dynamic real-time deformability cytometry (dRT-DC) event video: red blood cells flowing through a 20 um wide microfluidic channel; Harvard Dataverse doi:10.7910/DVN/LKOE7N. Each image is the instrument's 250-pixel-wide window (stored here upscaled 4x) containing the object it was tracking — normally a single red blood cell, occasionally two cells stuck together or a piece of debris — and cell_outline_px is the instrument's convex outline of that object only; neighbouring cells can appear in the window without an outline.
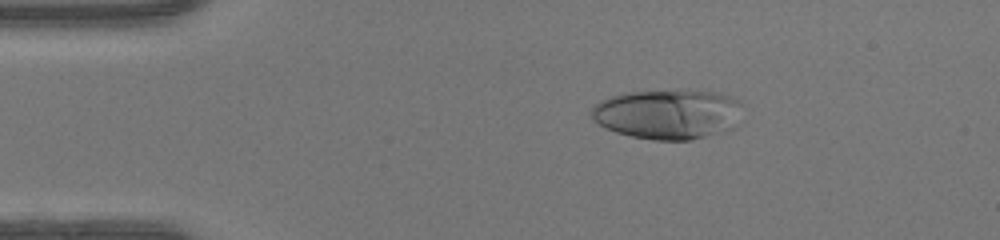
{"species": "human", "species_latin": "Homo sapiens", "temperature_condition": "warm", "stored_images_in_passage": 48, "camera_frame_rate_fps": 3000, "um_per_image_px": 0.085, "donor": {"sex": "female"}, "frame": {"image": 1, "passage_image": 9, "time_ms": 2.667, "image_size_px": [1000, 240], "cell_outline_px": [[740, 104], [732, 128], [692, 140], [652, 140], [632, 136], [616, 132], [600, 124], [592, 116], [592, 108], [596, 104], [612, 96], [628, 92], [680, 88], [712, 92], [728, 96], [736, 100]], "centroid_in_image_um": [56.73, 9.68], "position_along_channel_um": 28.3, "area_um2": 43.47}}
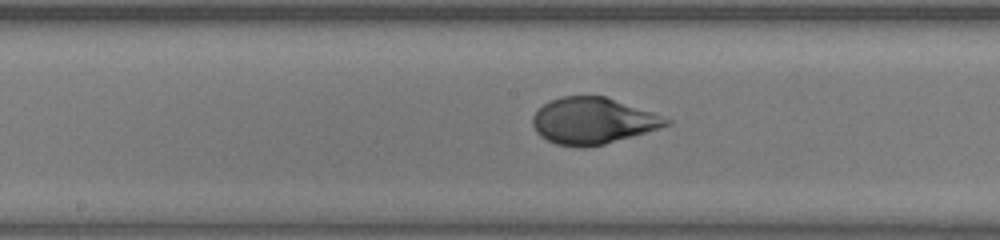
{"frame": {"image": 2, "passage_image": 25, "time_ms": 8.0, "image_size_px": [1000, 240], "cell_outline_px": [[672, 124], [660, 128], [604, 144], [584, 148], [580, 148], [556, 144], [540, 136], [536, 132], [532, 124], [532, 116], [544, 104], [560, 96], [604, 96], [652, 112], [672, 120]], "centroid_in_image_um": [50.38, 10.28], "position_along_channel_um": 197.8, "area_um2": 35.95}}
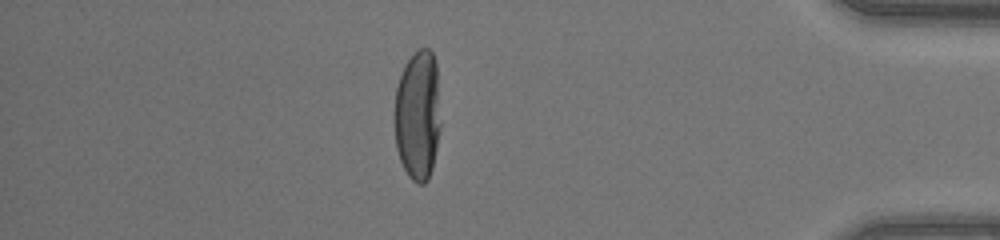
{"frame": {"image": 3, "passage_image": 42, "time_ms": 13.667, "image_size_px": [1000, 240], "cell_outline_px": [[440, 128], [432, 168], [428, 180], [424, 184], [416, 184], [408, 176], [400, 160], [396, 148], [396, 88], [404, 64], [420, 48], [428, 48], [432, 52], [436, 64], [440, 120]], "centroid_in_image_um": [35.52, 9.82], "position_along_channel_um": 399.7, "area_um2": 34.62}, "authors_computed_cell_mechanics": {"area_um2": 37.2232, "velocity_mm_per_s": 4.2903, "shape_relaxation_time_tau1_ms": 3.563, "shape_relaxation_time_tau2_ms": null, "deformation_change_tau1": 0.2358, "deformation_change_tau2": null}}